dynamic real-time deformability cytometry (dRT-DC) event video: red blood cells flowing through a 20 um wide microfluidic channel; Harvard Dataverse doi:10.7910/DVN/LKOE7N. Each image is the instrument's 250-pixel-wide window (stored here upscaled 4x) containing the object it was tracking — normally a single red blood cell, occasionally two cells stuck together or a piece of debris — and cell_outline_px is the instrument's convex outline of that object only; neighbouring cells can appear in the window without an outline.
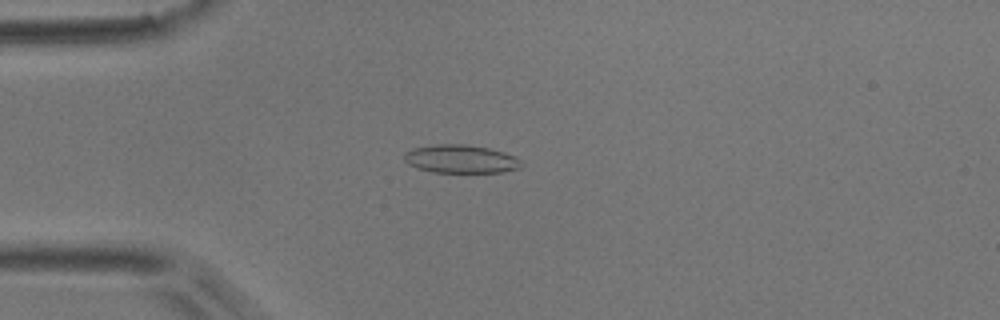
{"species": "common noctule bat (a hibernating species)", "species_latin": "Nyctalus noctula", "temperature_condition": "room temperature", "stored_images_in_passage": 51, "camera_frame_rate_fps": 3000, "um_per_image_px": 0.085, "animal": {"sex": "male", "body_mass_g": 17.9}, "frame": {"image": 1, "passage_image": 13, "time_ms": 4.0, "image_size_px": [1000, 320], "cell_outline_px": [[524, 164], [520, 168], [504, 172], [432, 172], [416, 168], [408, 164], [404, 160], [404, 152], [412, 148], [436, 144], [468, 144], [488, 148], [504, 152], [520, 160]], "centroid_in_image_um": [39.14, 13.51], "position_along_channel_um": 45.9, "area_um2": 19.42}}
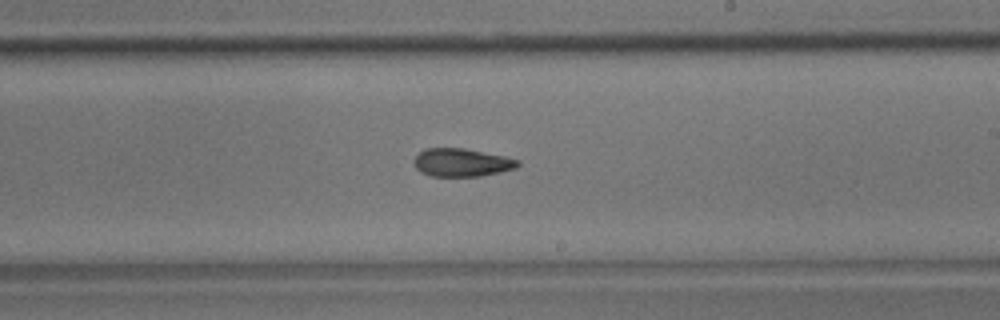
{"frame": {"image": 2, "passage_image": 30, "time_ms": 9.667, "image_size_px": [1000, 320], "cell_outline_px": [[520, 164], [516, 168], [500, 172], [480, 176], [432, 176], [420, 172], [416, 168], [416, 156], [424, 148], [464, 148], [504, 156], [520, 160]], "centroid_in_image_um": [39.28, 13.81], "position_along_channel_um": 249.7, "area_um2": 16.88}}
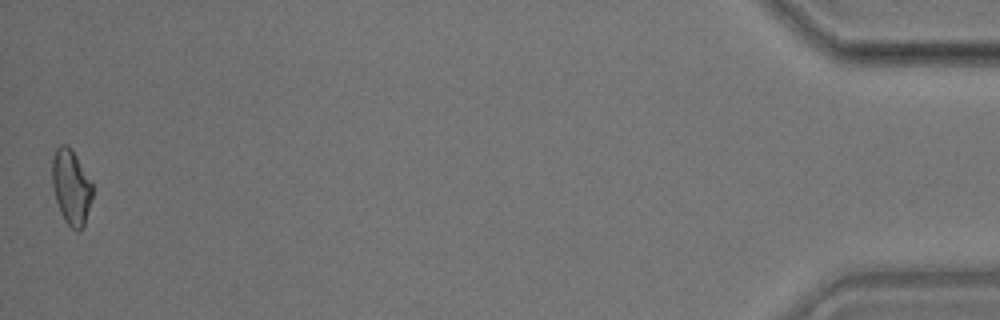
{"frame": {"image": 3, "passage_image": 51, "time_ms": 16.667, "image_size_px": [1000, 320], "cell_outline_px": [[92, 196], [84, 228], [76, 232], [64, 220], [60, 212], [52, 188], [52, 160], [56, 148], [60, 144], [68, 144], [76, 156], [92, 184]], "centroid_in_image_um": [6.03, 15.92], "position_along_channel_um": 429.2, "area_um2": 17.63}, "authors_computed_cell_mechanics": {"area_um2": 17.5712, "velocity_mm_per_s": 3.8835, "shape_relaxation_time_tau1_ms": 6.2897, "shape_relaxation_time_tau2_ms": 4.8445, "deformation_change_tau1": 0.1546, "deformation_change_tau2": 0.1339}}